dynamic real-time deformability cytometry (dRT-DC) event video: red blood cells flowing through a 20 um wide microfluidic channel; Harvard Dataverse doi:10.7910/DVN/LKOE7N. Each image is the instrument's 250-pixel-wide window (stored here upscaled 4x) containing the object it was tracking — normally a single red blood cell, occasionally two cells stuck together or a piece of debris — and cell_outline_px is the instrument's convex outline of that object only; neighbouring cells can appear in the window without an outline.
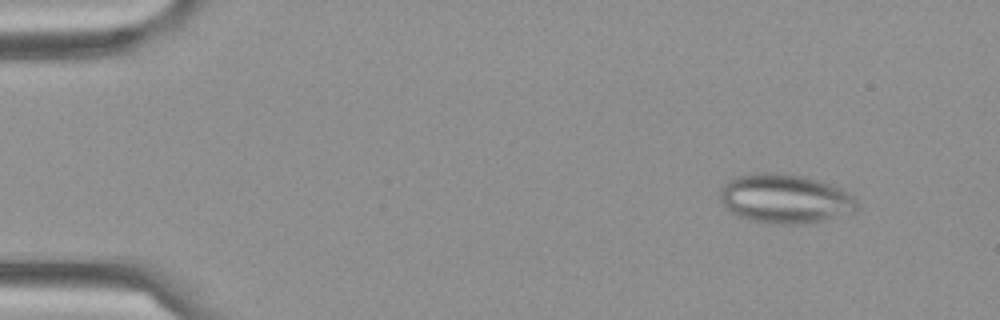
{"species": "Egyptian fruit bat (a non-hibernating species)", "species_latin": "Rousettus aegyptiacus", "temperature_condition": "cold", "stored_images_in_passage": 4, "camera_frame_rate_fps": 3000, "um_per_image_px": 0.085, "frame": {"image": 1, "passage_image": 1, "time_ms": 0.0, "image_size_px": [1000, 320], "cell_outline_px": [[856, 212], [808, 224], [768, 224], [748, 220], [732, 212], [724, 204], [720, 196], [720, 188], [732, 176], [764, 172], [768, 172], [804, 176], [820, 180], [840, 188], [852, 196], [856, 200]], "centroid_in_image_um": [66.72, 16.9], "position_along_channel_um": 18.3, "area_um2": 39.42}}